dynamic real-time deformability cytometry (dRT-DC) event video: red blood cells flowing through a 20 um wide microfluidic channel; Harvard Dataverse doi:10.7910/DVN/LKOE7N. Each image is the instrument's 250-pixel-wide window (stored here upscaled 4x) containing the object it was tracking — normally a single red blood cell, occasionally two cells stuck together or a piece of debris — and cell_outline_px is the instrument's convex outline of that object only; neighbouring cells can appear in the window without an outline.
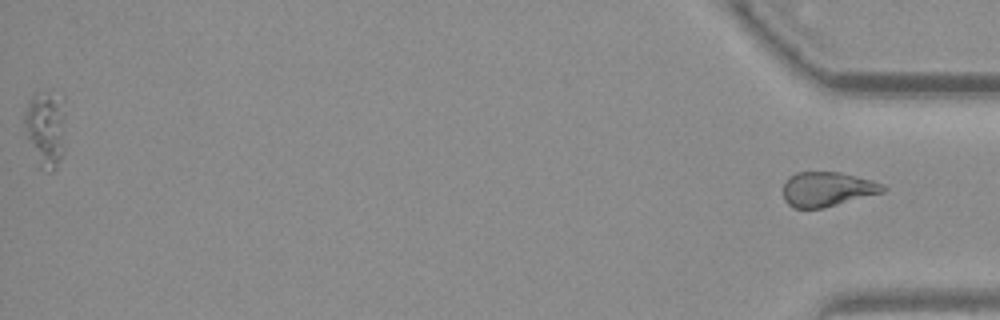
{"species": "common noctule bat (a hibernating species)", "species_latin": "Nyctalus noctula", "temperature_condition": "warm", "stored_images_in_passage": 39, "segment_of_instrument_passage": [2, 2], "camera_frame_rate_fps": 3000, "um_per_image_px": 0.085, "animal": {"sex": "female", "body_mass_g": 19.3, "forearm_length_mm": 54.1}, "frame": {"image": 1, "passage_image": 39, "time_ms": 12.667, "image_size_px": [1000, 320], "cell_outline_px": [[888, 188], [884, 192], [824, 208], [792, 208], [784, 200], [784, 180], [788, 176], [796, 172], [840, 172], [872, 180], [884, 184]], "centroid_in_image_um": [70.32, 16.08], "position_along_channel_um": 364.9, "area_um2": 20.35}}